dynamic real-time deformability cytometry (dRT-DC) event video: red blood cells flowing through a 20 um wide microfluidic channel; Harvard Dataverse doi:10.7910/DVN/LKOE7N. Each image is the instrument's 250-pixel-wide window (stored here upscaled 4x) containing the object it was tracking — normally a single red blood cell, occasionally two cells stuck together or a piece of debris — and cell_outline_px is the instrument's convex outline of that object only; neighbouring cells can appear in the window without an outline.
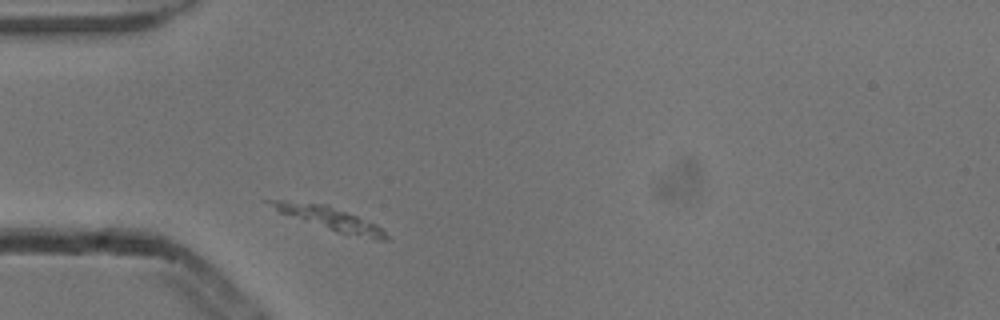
{"species": "common noctule bat (a hibernating species)", "species_latin": "Nyctalus noctula", "temperature_condition": "cold", "stored_images_in_passage": 1, "camera_frame_rate_fps": 3000, "um_per_image_px": 0.085, "animal": {"sex": "male", "body_mass_g": 13.3}, "frame": {"image": 1, "passage_image": 1, "time_ms": 0.0, "image_size_px": [1000, 320], "cell_outline_px": [[392, 240], [376, 240], [340, 232], [280, 212], [264, 200], [284, 200], [328, 204], [376, 224]], "centroid_in_image_um": [28.08, 18.56], "position_along_channel_um": 56.9, "area_um2": 15.03}}